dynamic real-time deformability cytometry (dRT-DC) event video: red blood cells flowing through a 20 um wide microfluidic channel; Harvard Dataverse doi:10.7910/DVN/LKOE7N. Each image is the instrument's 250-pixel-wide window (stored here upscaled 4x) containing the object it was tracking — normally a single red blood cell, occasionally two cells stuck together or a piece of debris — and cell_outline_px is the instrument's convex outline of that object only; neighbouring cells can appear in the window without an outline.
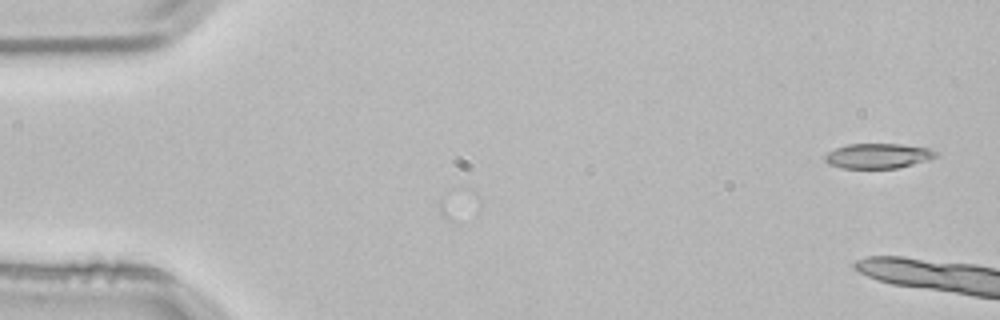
{"species": "common noctule bat (a hibernating species)", "species_latin": "Nyctalus noctula", "temperature_condition": "room temperature", "stored_images_in_passage": 2, "camera_frame_rate_fps": 3000, "um_per_image_px": 0.085, "animal": {"sex": "male", "body_mass_g": 21.5, "forearm_length_mm": 52.0}, "frame": {"image": 1, "passage_image": 2, "time_ms": 0.333, "image_size_px": [1000, 320], "cell_outline_px": [[936, 156], [928, 160], [896, 168], [840, 168], [828, 164], [824, 160], [824, 156], [828, 152], [836, 148], [848, 144], [900, 144], [928, 148], [936, 152]], "centroid_in_image_um": [74.58, 13.25], "position_along_channel_um": 10.4, "area_um2": 16.01}}